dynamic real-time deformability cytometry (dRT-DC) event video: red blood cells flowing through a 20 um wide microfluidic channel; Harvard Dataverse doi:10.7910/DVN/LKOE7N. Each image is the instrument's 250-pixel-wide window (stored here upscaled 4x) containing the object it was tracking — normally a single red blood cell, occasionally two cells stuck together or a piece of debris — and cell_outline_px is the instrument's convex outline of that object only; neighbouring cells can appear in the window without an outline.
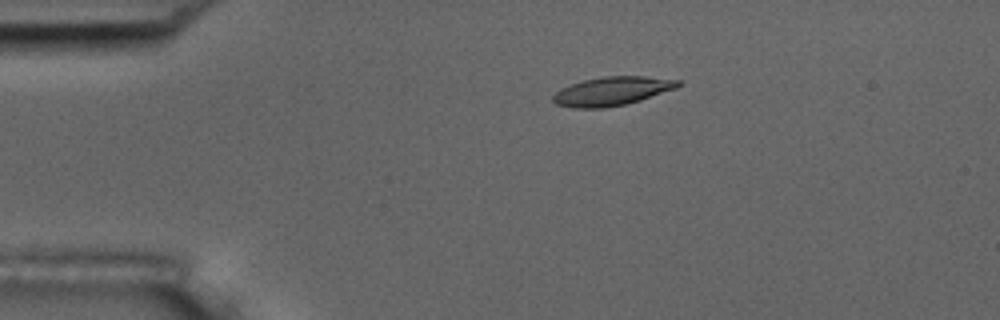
{"species": "common noctule bat (a hibernating species)", "species_latin": "Nyctalus noctula", "temperature_condition": "room temperature", "stored_images_in_passage": 5, "camera_frame_rate_fps": 3000, "um_per_image_px": 0.085, "animal": {"sex": "male", "body_mass_g": 17.5, "forearm_length_mm": 52.3}, "frame": {"image": 1, "passage_image": 3, "time_ms": 2.333, "image_size_px": [1000, 320], "cell_outline_px": [[680, 84], [676, 88], [640, 100], [624, 104], [604, 108], [572, 108], [556, 104], [552, 100], [552, 96], [560, 88], [584, 80], [604, 76], [644, 76], [680, 80]], "centroid_in_image_um": [51.99, 7.75], "position_along_channel_um": 33.0, "area_um2": 20.81}}